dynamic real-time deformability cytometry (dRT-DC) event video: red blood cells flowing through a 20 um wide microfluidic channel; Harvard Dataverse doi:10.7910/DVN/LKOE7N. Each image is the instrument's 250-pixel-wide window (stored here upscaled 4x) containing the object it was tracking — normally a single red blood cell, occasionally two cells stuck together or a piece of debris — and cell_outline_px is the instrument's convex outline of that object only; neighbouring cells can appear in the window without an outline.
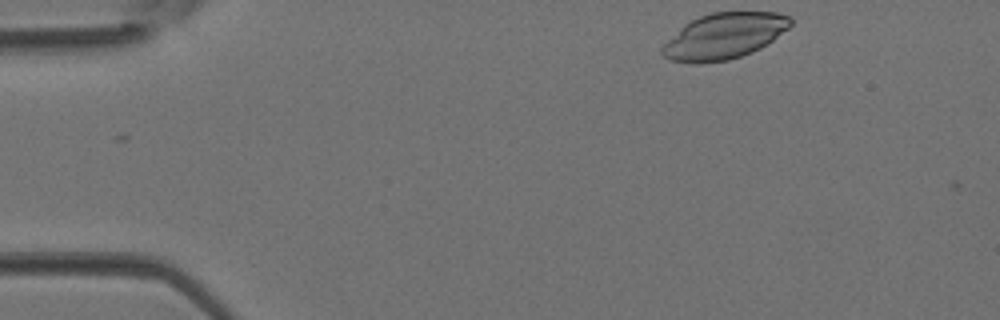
{"species": "Egyptian fruit bat (a non-hibernating species)", "species_latin": "Rousettus aegyptiacus", "temperature_condition": "room temperature", "stored_images_in_passage": 2, "camera_frame_rate_fps": 3000, "um_per_image_px": 0.085, "animal": {"sex": "female"}, "frame": {"image": 1, "passage_image": 1, "time_ms": 0.0, "image_size_px": [1000, 320], "cell_outline_px": [[792, 24], [788, 28], [772, 40], [760, 48], [752, 52], [728, 60], [696, 64], [668, 60], [660, 52], [660, 48], [684, 24], [700, 16], [712, 12], [776, 12], [792, 16]], "centroid_in_image_um": [61.54, 3.07], "position_along_channel_um": 23.5, "area_um2": 34.28}}